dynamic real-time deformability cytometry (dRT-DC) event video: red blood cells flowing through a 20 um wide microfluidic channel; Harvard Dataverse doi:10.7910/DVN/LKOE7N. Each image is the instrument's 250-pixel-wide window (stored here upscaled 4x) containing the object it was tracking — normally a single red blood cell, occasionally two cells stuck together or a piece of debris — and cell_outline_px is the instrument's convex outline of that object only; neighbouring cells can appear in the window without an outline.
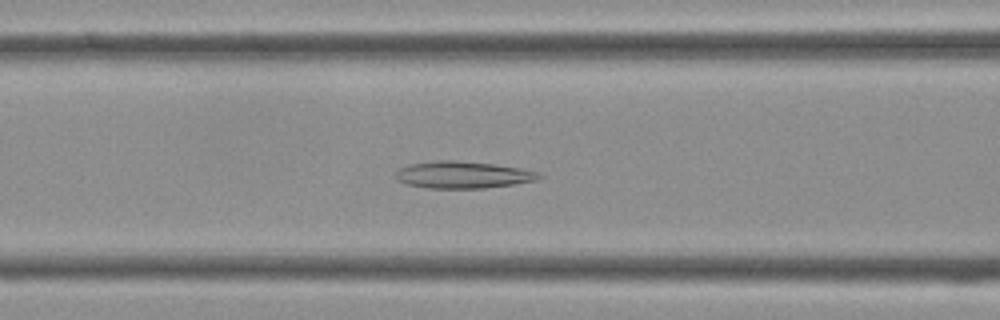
{"species": "Egyptian fruit bat (a non-hibernating species)", "species_latin": "Rousettus aegyptiacus", "temperature_condition": "cold", "stored_images_in_passage": 42, "camera_frame_rate_fps": 3000, "um_per_image_px": 0.085, "frame": {"image": 1, "passage_image": 16, "time_ms": 5.0, "image_size_px": [1000, 320], "cell_outline_px": [[544, 176], [536, 180], [512, 184], [484, 188], [428, 188], [408, 184], [396, 180], [396, 172], [400, 168], [408, 164], [440, 160], [452, 160], [492, 164], [520, 168], [536, 172]], "centroid_in_image_um": [39.31, 14.86], "position_along_channel_um": 127.3, "area_um2": 22.25}}
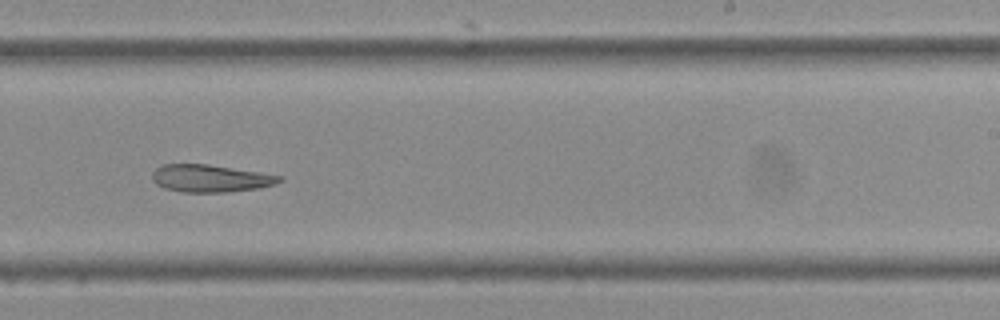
{"frame": {"image": 2, "passage_image": 25, "time_ms": 8.0, "image_size_px": [1000, 320], "cell_outline_px": [[284, 180], [276, 184], [260, 188], [228, 192], [180, 192], [164, 188], [156, 184], [152, 180], [152, 172], [160, 164], [208, 164], [260, 172], [284, 176]], "centroid_in_image_um": [17.9, 15.16], "position_along_channel_um": 271.1, "area_um2": 20.63}}
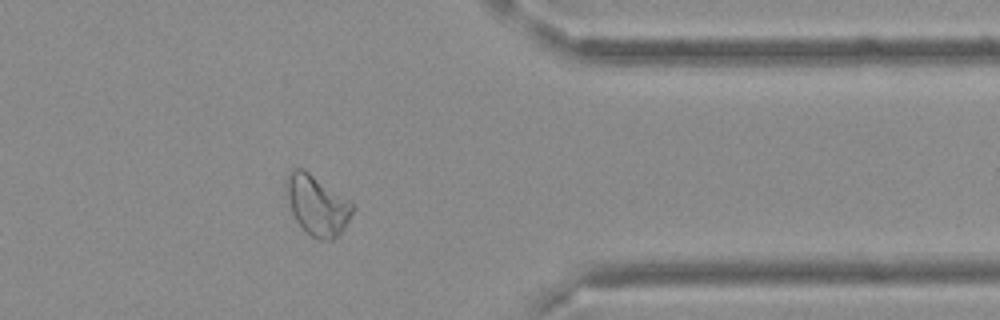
{"frame": {"image": 3, "passage_image": 33, "time_ms": 10.667, "image_size_px": [1000, 320], "cell_outline_px": [[356, 208], [344, 228], [332, 240], [316, 240], [296, 220], [292, 212], [284, 192], [284, 180], [292, 168], [304, 168], [356, 204]], "centroid_in_image_um": [26.95, 17.39], "position_along_channel_um": 384.5, "area_um2": 23.58}}